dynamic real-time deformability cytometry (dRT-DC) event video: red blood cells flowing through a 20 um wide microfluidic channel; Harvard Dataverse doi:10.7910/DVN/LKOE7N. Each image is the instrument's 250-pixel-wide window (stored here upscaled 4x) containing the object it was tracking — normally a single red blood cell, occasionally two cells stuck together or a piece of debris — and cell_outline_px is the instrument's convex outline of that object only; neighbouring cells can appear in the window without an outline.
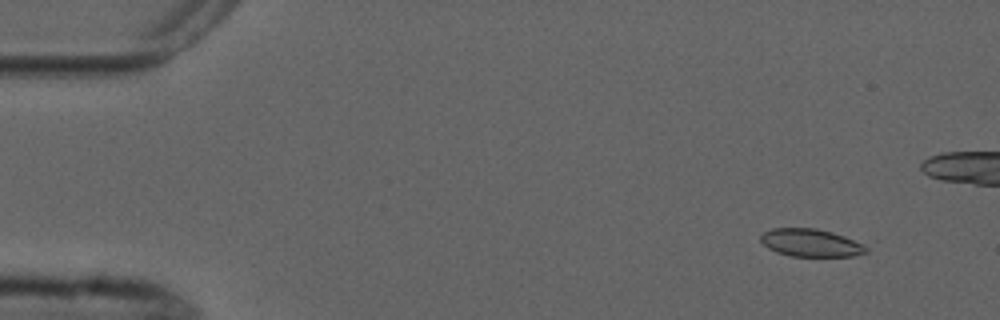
{"species": "common noctule bat (a hibernating species)", "species_latin": "Nyctalus noctula", "temperature_condition": "cold", "stored_images_in_passage": 6, "camera_frame_rate_fps": 3000, "um_per_image_px": 0.085, "animal": {"sex": "male", "forearm_length_mm": 52.5}, "frame": {"image": 1, "passage_image": 2, "time_ms": 1.0, "image_size_px": [1000, 320], "cell_outline_px": [[868, 252], [852, 256], [792, 256], [776, 252], [768, 248], [760, 240], [760, 236], [764, 232], [772, 228], [816, 228], [832, 232], [844, 236], [868, 248]], "centroid_in_image_um": [68.88, 20.63], "position_along_channel_um": 16.1, "area_um2": 16.88}}